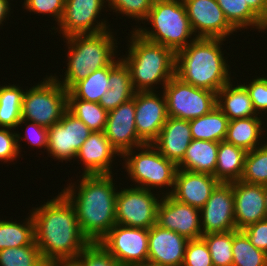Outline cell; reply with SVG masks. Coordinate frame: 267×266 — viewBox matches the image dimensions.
Masks as SVG:
<instances>
[{
    "mask_svg": "<svg viewBox=\"0 0 267 266\" xmlns=\"http://www.w3.org/2000/svg\"><path fill=\"white\" fill-rule=\"evenodd\" d=\"M103 132L120 155L144 145L138 137L135 126V94L132 99L108 112Z\"/></svg>",
    "mask_w": 267,
    "mask_h": 266,
    "instance_id": "obj_18",
    "label": "cell"
},
{
    "mask_svg": "<svg viewBox=\"0 0 267 266\" xmlns=\"http://www.w3.org/2000/svg\"><path fill=\"white\" fill-rule=\"evenodd\" d=\"M22 124L27 125V127L25 128V136L22 137L21 133H16L17 135V146H18V150L19 153L21 152V148L22 146H20V141H22V139L27 140L28 144L30 143L31 146H35L38 148H44V150L46 149L47 151V146H48V128L43 127L41 125L36 124L35 122H31V121H27L24 119H21V121L18 123L17 125V129L18 126H22Z\"/></svg>",
    "mask_w": 267,
    "mask_h": 266,
    "instance_id": "obj_43",
    "label": "cell"
},
{
    "mask_svg": "<svg viewBox=\"0 0 267 266\" xmlns=\"http://www.w3.org/2000/svg\"><path fill=\"white\" fill-rule=\"evenodd\" d=\"M157 225L174 231L188 240L200 239L202 227L200 209L162 195L157 208Z\"/></svg>",
    "mask_w": 267,
    "mask_h": 266,
    "instance_id": "obj_16",
    "label": "cell"
},
{
    "mask_svg": "<svg viewBox=\"0 0 267 266\" xmlns=\"http://www.w3.org/2000/svg\"><path fill=\"white\" fill-rule=\"evenodd\" d=\"M19 85H0V127L16 129L21 121L24 90Z\"/></svg>",
    "mask_w": 267,
    "mask_h": 266,
    "instance_id": "obj_32",
    "label": "cell"
},
{
    "mask_svg": "<svg viewBox=\"0 0 267 266\" xmlns=\"http://www.w3.org/2000/svg\"><path fill=\"white\" fill-rule=\"evenodd\" d=\"M135 92V126L139 139L152 144L169 117L164 93ZM160 96V97H159Z\"/></svg>",
    "mask_w": 267,
    "mask_h": 266,
    "instance_id": "obj_17",
    "label": "cell"
},
{
    "mask_svg": "<svg viewBox=\"0 0 267 266\" xmlns=\"http://www.w3.org/2000/svg\"><path fill=\"white\" fill-rule=\"evenodd\" d=\"M222 38L197 37L176 52L175 76L181 81L217 93L231 80L222 51Z\"/></svg>",
    "mask_w": 267,
    "mask_h": 266,
    "instance_id": "obj_3",
    "label": "cell"
},
{
    "mask_svg": "<svg viewBox=\"0 0 267 266\" xmlns=\"http://www.w3.org/2000/svg\"><path fill=\"white\" fill-rule=\"evenodd\" d=\"M40 249L34 242L24 247H13L0 250V266H46Z\"/></svg>",
    "mask_w": 267,
    "mask_h": 266,
    "instance_id": "obj_38",
    "label": "cell"
},
{
    "mask_svg": "<svg viewBox=\"0 0 267 266\" xmlns=\"http://www.w3.org/2000/svg\"><path fill=\"white\" fill-rule=\"evenodd\" d=\"M161 199L159 193L151 190L123 187L116 197V224L150 229L157 222V208Z\"/></svg>",
    "mask_w": 267,
    "mask_h": 266,
    "instance_id": "obj_10",
    "label": "cell"
},
{
    "mask_svg": "<svg viewBox=\"0 0 267 266\" xmlns=\"http://www.w3.org/2000/svg\"><path fill=\"white\" fill-rule=\"evenodd\" d=\"M264 190V197H265V212H266V219H267V183L263 184Z\"/></svg>",
    "mask_w": 267,
    "mask_h": 266,
    "instance_id": "obj_50",
    "label": "cell"
},
{
    "mask_svg": "<svg viewBox=\"0 0 267 266\" xmlns=\"http://www.w3.org/2000/svg\"><path fill=\"white\" fill-rule=\"evenodd\" d=\"M149 229L116 224L99 243L121 266L148 263Z\"/></svg>",
    "mask_w": 267,
    "mask_h": 266,
    "instance_id": "obj_11",
    "label": "cell"
},
{
    "mask_svg": "<svg viewBox=\"0 0 267 266\" xmlns=\"http://www.w3.org/2000/svg\"><path fill=\"white\" fill-rule=\"evenodd\" d=\"M192 140L188 120L168 117L152 145L168 160L178 165Z\"/></svg>",
    "mask_w": 267,
    "mask_h": 266,
    "instance_id": "obj_23",
    "label": "cell"
},
{
    "mask_svg": "<svg viewBox=\"0 0 267 266\" xmlns=\"http://www.w3.org/2000/svg\"><path fill=\"white\" fill-rule=\"evenodd\" d=\"M16 133L14 129L0 127V161H4L3 163L14 162L21 154L17 146Z\"/></svg>",
    "mask_w": 267,
    "mask_h": 266,
    "instance_id": "obj_45",
    "label": "cell"
},
{
    "mask_svg": "<svg viewBox=\"0 0 267 266\" xmlns=\"http://www.w3.org/2000/svg\"><path fill=\"white\" fill-rule=\"evenodd\" d=\"M232 266H267V254L251 244L242 230H233Z\"/></svg>",
    "mask_w": 267,
    "mask_h": 266,
    "instance_id": "obj_35",
    "label": "cell"
},
{
    "mask_svg": "<svg viewBox=\"0 0 267 266\" xmlns=\"http://www.w3.org/2000/svg\"><path fill=\"white\" fill-rule=\"evenodd\" d=\"M46 266H72L70 263H52L47 264Z\"/></svg>",
    "mask_w": 267,
    "mask_h": 266,
    "instance_id": "obj_51",
    "label": "cell"
},
{
    "mask_svg": "<svg viewBox=\"0 0 267 266\" xmlns=\"http://www.w3.org/2000/svg\"><path fill=\"white\" fill-rule=\"evenodd\" d=\"M145 22H151L152 27L135 26L133 30L145 40L168 47L175 53L197 38L182 0H154Z\"/></svg>",
    "mask_w": 267,
    "mask_h": 266,
    "instance_id": "obj_6",
    "label": "cell"
},
{
    "mask_svg": "<svg viewBox=\"0 0 267 266\" xmlns=\"http://www.w3.org/2000/svg\"><path fill=\"white\" fill-rule=\"evenodd\" d=\"M182 1L195 37L227 39L238 32L225 18L216 0Z\"/></svg>",
    "mask_w": 267,
    "mask_h": 266,
    "instance_id": "obj_14",
    "label": "cell"
},
{
    "mask_svg": "<svg viewBox=\"0 0 267 266\" xmlns=\"http://www.w3.org/2000/svg\"><path fill=\"white\" fill-rule=\"evenodd\" d=\"M107 0H65L64 13L58 28L62 38L76 34H97L109 30L105 18L98 21ZM105 4V5H104ZM104 20V21H103ZM97 23V24H96Z\"/></svg>",
    "mask_w": 267,
    "mask_h": 266,
    "instance_id": "obj_12",
    "label": "cell"
},
{
    "mask_svg": "<svg viewBox=\"0 0 267 266\" xmlns=\"http://www.w3.org/2000/svg\"><path fill=\"white\" fill-rule=\"evenodd\" d=\"M30 213L35 242L47 264L70 263L90 243L80 229L75 208L62 192Z\"/></svg>",
    "mask_w": 267,
    "mask_h": 266,
    "instance_id": "obj_1",
    "label": "cell"
},
{
    "mask_svg": "<svg viewBox=\"0 0 267 266\" xmlns=\"http://www.w3.org/2000/svg\"><path fill=\"white\" fill-rule=\"evenodd\" d=\"M225 18L236 29H260L262 19L243 0H216Z\"/></svg>",
    "mask_w": 267,
    "mask_h": 266,
    "instance_id": "obj_33",
    "label": "cell"
},
{
    "mask_svg": "<svg viewBox=\"0 0 267 266\" xmlns=\"http://www.w3.org/2000/svg\"><path fill=\"white\" fill-rule=\"evenodd\" d=\"M219 183L213 175L177 169L170 196L178 202L201 209Z\"/></svg>",
    "mask_w": 267,
    "mask_h": 266,
    "instance_id": "obj_21",
    "label": "cell"
},
{
    "mask_svg": "<svg viewBox=\"0 0 267 266\" xmlns=\"http://www.w3.org/2000/svg\"><path fill=\"white\" fill-rule=\"evenodd\" d=\"M23 5L26 11L53 17L58 25L64 13L65 0H24Z\"/></svg>",
    "mask_w": 267,
    "mask_h": 266,
    "instance_id": "obj_42",
    "label": "cell"
},
{
    "mask_svg": "<svg viewBox=\"0 0 267 266\" xmlns=\"http://www.w3.org/2000/svg\"><path fill=\"white\" fill-rule=\"evenodd\" d=\"M138 151L140 152L131 149L120 157L125 160L123 164L129 179L137 184L134 187L147 190L166 188L169 191L166 190L164 191L166 193L160 194L170 195L174 187L177 165L163 156L152 144H144L138 148Z\"/></svg>",
    "mask_w": 267,
    "mask_h": 266,
    "instance_id": "obj_7",
    "label": "cell"
},
{
    "mask_svg": "<svg viewBox=\"0 0 267 266\" xmlns=\"http://www.w3.org/2000/svg\"><path fill=\"white\" fill-rule=\"evenodd\" d=\"M188 239L154 224L149 229L148 264L182 266Z\"/></svg>",
    "mask_w": 267,
    "mask_h": 266,
    "instance_id": "obj_19",
    "label": "cell"
},
{
    "mask_svg": "<svg viewBox=\"0 0 267 266\" xmlns=\"http://www.w3.org/2000/svg\"><path fill=\"white\" fill-rule=\"evenodd\" d=\"M182 266H213L208 246L202 238L188 241Z\"/></svg>",
    "mask_w": 267,
    "mask_h": 266,
    "instance_id": "obj_41",
    "label": "cell"
},
{
    "mask_svg": "<svg viewBox=\"0 0 267 266\" xmlns=\"http://www.w3.org/2000/svg\"><path fill=\"white\" fill-rule=\"evenodd\" d=\"M108 8L115 13L123 14L125 17L143 21L147 18L154 0H107ZM140 20V21H139Z\"/></svg>",
    "mask_w": 267,
    "mask_h": 266,
    "instance_id": "obj_40",
    "label": "cell"
},
{
    "mask_svg": "<svg viewBox=\"0 0 267 266\" xmlns=\"http://www.w3.org/2000/svg\"><path fill=\"white\" fill-rule=\"evenodd\" d=\"M248 91L249 97L251 98L253 108L258 114L267 112V77L253 78L250 83L245 85L242 84ZM263 111V113H262Z\"/></svg>",
    "mask_w": 267,
    "mask_h": 266,
    "instance_id": "obj_44",
    "label": "cell"
},
{
    "mask_svg": "<svg viewBox=\"0 0 267 266\" xmlns=\"http://www.w3.org/2000/svg\"><path fill=\"white\" fill-rule=\"evenodd\" d=\"M80 176L78 185L71 182L61 192L75 208L83 235L90 243H97L116 225L118 188L113 174Z\"/></svg>",
    "mask_w": 267,
    "mask_h": 266,
    "instance_id": "obj_2",
    "label": "cell"
},
{
    "mask_svg": "<svg viewBox=\"0 0 267 266\" xmlns=\"http://www.w3.org/2000/svg\"><path fill=\"white\" fill-rule=\"evenodd\" d=\"M264 30L266 31L267 30V13L266 15L262 18V22H261V26H260V29H259V32L260 31H263Z\"/></svg>",
    "mask_w": 267,
    "mask_h": 266,
    "instance_id": "obj_49",
    "label": "cell"
},
{
    "mask_svg": "<svg viewBox=\"0 0 267 266\" xmlns=\"http://www.w3.org/2000/svg\"><path fill=\"white\" fill-rule=\"evenodd\" d=\"M262 122L261 117L230 120L228 122L225 141L244 149L246 152L252 151L265 142L262 139L264 135L263 129H265V132L267 130L264 126L262 127V125H265Z\"/></svg>",
    "mask_w": 267,
    "mask_h": 266,
    "instance_id": "obj_27",
    "label": "cell"
},
{
    "mask_svg": "<svg viewBox=\"0 0 267 266\" xmlns=\"http://www.w3.org/2000/svg\"><path fill=\"white\" fill-rule=\"evenodd\" d=\"M70 264L72 266H121L99 242L89 243Z\"/></svg>",
    "mask_w": 267,
    "mask_h": 266,
    "instance_id": "obj_39",
    "label": "cell"
},
{
    "mask_svg": "<svg viewBox=\"0 0 267 266\" xmlns=\"http://www.w3.org/2000/svg\"><path fill=\"white\" fill-rule=\"evenodd\" d=\"M262 19L267 13V0H243Z\"/></svg>",
    "mask_w": 267,
    "mask_h": 266,
    "instance_id": "obj_47",
    "label": "cell"
},
{
    "mask_svg": "<svg viewBox=\"0 0 267 266\" xmlns=\"http://www.w3.org/2000/svg\"><path fill=\"white\" fill-rule=\"evenodd\" d=\"M218 148L219 142L193 139L177 168L214 176Z\"/></svg>",
    "mask_w": 267,
    "mask_h": 266,
    "instance_id": "obj_26",
    "label": "cell"
},
{
    "mask_svg": "<svg viewBox=\"0 0 267 266\" xmlns=\"http://www.w3.org/2000/svg\"><path fill=\"white\" fill-rule=\"evenodd\" d=\"M131 266H155V265H152V264H135V265H131Z\"/></svg>",
    "mask_w": 267,
    "mask_h": 266,
    "instance_id": "obj_52",
    "label": "cell"
},
{
    "mask_svg": "<svg viewBox=\"0 0 267 266\" xmlns=\"http://www.w3.org/2000/svg\"><path fill=\"white\" fill-rule=\"evenodd\" d=\"M10 4V0H0V26L4 25L2 22H5L6 18L9 19V14L12 10Z\"/></svg>",
    "mask_w": 267,
    "mask_h": 266,
    "instance_id": "obj_48",
    "label": "cell"
},
{
    "mask_svg": "<svg viewBox=\"0 0 267 266\" xmlns=\"http://www.w3.org/2000/svg\"><path fill=\"white\" fill-rule=\"evenodd\" d=\"M116 156L121 157L104 132L100 131L89 135L75 159H80L78 161L84 165L82 175H105L113 173L112 163Z\"/></svg>",
    "mask_w": 267,
    "mask_h": 266,
    "instance_id": "obj_22",
    "label": "cell"
},
{
    "mask_svg": "<svg viewBox=\"0 0 267 266\" xmlns=\"http://www.w3.org/2000/svg\"><path fill=\"white\" fill-rule=\"evenodd\" d=\"M200 219L203 235L236 230L231 183L220 182L216 186L210 198L200 209Z\"/></svg>",
    "mask_w": 267,
    "mask_h": 266,
    "instance_id": "obj_15",
    "label": "cell"
},
{
    "mask_svg": "<svg viewBox=\"0 0 267 266\" xmlns=\"http://www.w3.org/2000/svg\"><path fill=\"white\" fill-rule=\"evenodd\" d=\"M169 117L193 120L209 113L217 101V93L197 88L173 76L162 87Z\"/></svg>",
    "mask_w": 267,
    "mask_h": 266,
    "instance_id": "obj_9",
    "label": "cell"
},
{
    "mask_svg": "<svg viewBox=\"0 0 267 266\" xmlns=\"http://www.w3.org/2000/svg\"><path fill=\"white\" fill-rule=\"evenodd\" d=\"M228 117L217 107L189 121L192 139L221 142L225 140Z\"/></svg>",
    "mask_w": 267,
    "mask_h": 266,
    "instance_id": "obj_29",
    "label": "cell"
},
{
    "mask_svg": "<svg viewBox=\"0 0 267 266\" xmlns=\"http://www.w3.org/2000/svg\"><path fill=\"white\" fill-rule=\"evenodd\" d=\"M251 244L267 254V219L250 224L242 230Z\"/></svg>",
    "mask_w": 267,
    "mask_h": 266,
    "instance_id": "obj_46",
    "label": "cell"
},
{
    "mask_svg": "<svg viewBox=\"0 0 267 266\" xmlns=\"http://www.w3.org/2000/svg\"><path fill=\"white\" fill-rule=\"evenodd\" d=\"M24 223L0 220V250L24 247L35 242L34 221L31 214Z\"/></svg>",
    "mask_w": 267,
    "mask_h": 266,
    "instance_id": "obj_31",
    "label": "cell"
},
{
    "mask_svg": "<svg viewBox=\"0 0 267 266\" xmlns=\"http://www.w3.org/2000/svg\"><path fill=\"white\" fill-rule=\"evenodd\" d=\"M67 110L88 126L92 132L104 131L108 111L99 103L81 99H67Z\"/></svg>",
    "mask_w": 267,
    "mask_h": 266,
    "instance_id": "obj_34",
    "label": "cell"
},
{
    "mask_svg": "<svg viewBox=\"0 0 267 266\" xmlns=\"http://www.w3.org/2000/svg\"><path fill=\"white\" fill-rule=\"evenodd\" d=\"M246 151L231 143L219 142L214 177L223 183L239 181L244 170Z\"/></svg>",
    "mask_w": 267,
    "mask_h": 266,
    "instance_id": "obj_28",
    "label": "cell"
},
{
    "mask_svg": "<svg viewBox=\"0 0 267 266\" xmlns=\"http://www.w3.org/2000/svg\"><path fill=\"white\" fill-rule=\"evenodd\" d=\"M108 79L109 66L92 71L68 91L67 99L99 103L102 95L110 88Z\"/></svg>",
    "mask_w": 267,
    "mask_h": 266,
    "instance_id": "obj_30",
    "label": "cell"
},
{
    "mask_svg": "<svg viewBox=\"0 0 267 266\" xmlns=\"http://www.w3.org/2000/svg\"><path fill=\"white\" fill-rule=\"evenodd\" d=\"M128 55L120 58L130 71L135 92L155 91L175 76L176 53L168 47L145 40L134 30L130 32Z\"/></svg>",
    "mask_w": 267,
    "mask_h": 266,
    "instance_id": "obj_4",
    "label": "cell"
},
{
    "mask_svg": "<svg viewBox=\"0 0 267 266\" xmlns=\"http://www.w3.org/2000/svg\"><path fill=\"white\" fill-rule=\"evenodd\" d=\"M108 82L110 88L102 95L99 104L109 112L132 99L135 94L130 71L120 57L109 66Z\"/></svg>",
    "mask_w": 267,
    "mask_h": 266,
    "instance_id": "obj_24",
    "label": "cell"
},
{
    "mask_svg": "<svg viewBox=\"0 0 267 266\" xmlns=\"http://www.w3.org/2000/svg\"><path fill=\"white\" fill-rule=\"evenodd\" d=\"M92 131L68 110L62 119L48 128L47 154L59 162L75 159Z\"/></svg>",
    "mask_w": 267,
    "mask_h": 266,
    "instance_id": "obj_13",
    "label": "cell"
},
{
    "mask_svg": "<svg viewBox=\"0 0 267 266\" xmlns=\"http://www.w3.org/2000/svg\"><path fill=\"white\" fill-rule=\"evenodd\" d=\"M42 80L25 90L21 118L49 128L67 111L68 91L51 74Z\"/></svg>",
    "mask_w": 267,
    "mask_h": 266,
    "instance_id": "obj_8",
    "label": "cell"
},
{
    "mask_svg": "<svg viewBox=\"0 0 267 266\" xmlns=\"http://www.w3.org/2000/svg\"><path fill=\"white\" fill-rule=\"evenodd\" d=\"M208 246L213 266H232L233 230L205 234L201 237Z\"/></svg>",
    "mask_w": 267,
    "mask_h": 266,
    "instance_id": "obj_37",
    "label": "cell"
},
{
    "mask_svg": "<svg viewBox=\"0 0 267 266\" xmlns=\"http://www.w3.org/2000/svg\"><path fill=\"white\" fill-rule=\"evenodd\" d=\"M114 32L105 30L97 34H76L65 37L67 44V70L64 78L54 74L58 82L69 91L92 71L111 66L117 60V40ZM116 53V54H115ZM115 57V58H114Z\"/></svg>",
    "mask_w": 267,
    "mask_h": 266,
    "instance_id": "obj_5",
    "label": "cell"
},
{
    "mask_svg": "<svg viewBox=\"0 0 267 266\" xmlns=\"http://www.w3.org/2000/svg\"><path fill=\"white\" fill-rule=\"evenodd\" d=\"M240 180L250 184L267 183V141L246 153Z\"/></svg>",
    "mask_w": 267,
    "mask_h": 266,
    "instance_id": "obj_36",
    "label": "cell"
},
{
    "mask_svg": "<svg viewBox=\"0 0 267 266\" xmlns=\"http://www.w3.org/2000/svg\"><path fill=\"white\" fill-rule=\"evenodd\" d=\"M234 194V219L236 230L266 219L263 185L239 181L230 182Z\"/></svg>",
    "mask_w": 267,
    "mask_h": 266,
    "instance_id": "obj_20",
    "label": "cell"
},
{
    "mask_svg": "<svg viewBox=\"0 0 267 266\" xmlns=\"http://www.w3.org/2000/svg\"><path fill=\"white\" fill-rule=\"evenodd\" d=\"M217 107L228 117V120L258 117L248 91L241 84L227 83L217 92Z\"/></svg>",
    "mask_w": 267,
    "mask_h": 266,
    "instance_id": "obj_25",
    "label": "cell"
}]
</instances>
